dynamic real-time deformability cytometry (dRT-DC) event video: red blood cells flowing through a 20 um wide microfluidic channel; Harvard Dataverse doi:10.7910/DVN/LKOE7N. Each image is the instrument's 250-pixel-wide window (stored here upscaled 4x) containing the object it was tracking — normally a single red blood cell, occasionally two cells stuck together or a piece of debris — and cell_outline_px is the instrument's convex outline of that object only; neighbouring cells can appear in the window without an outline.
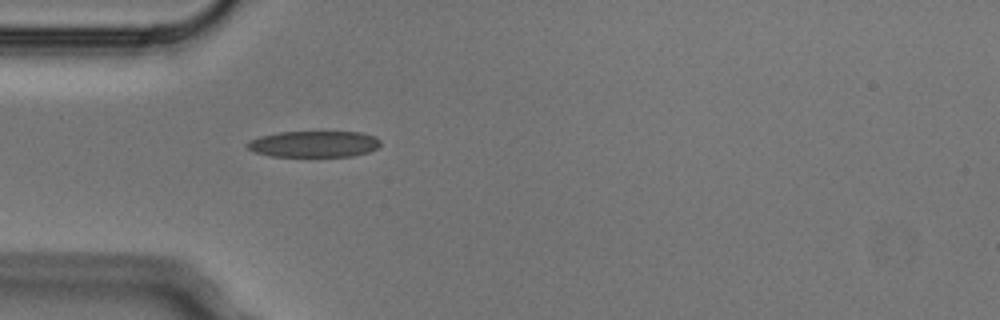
{"species": "Egyptian fruit bat (a non-hibernating species)", "species_latin": "Rousettus aegyptiacus", "temperature_condition": "cold", "stored_images_in_passage": 7, "camera_frame_rate_fps": 3000, "um_per_image_px": 0.085, "animal": {"sex": "male"}, "frame": {"image": 1, "passage_image": 1, "time_ms": 0.0, "image_size_px": [1000, 320], "cell_outline_px": [[380, 144], [376, 148], [368, 152], [352, 156], [272, 156], [256, 152], [248, 148], [244, 144], [248, 140], [260, 136], [280, 132], [360, 132], [376, 136], [380, 140]], "centroid_in_image_um": [26.68, 12.23], "position_along_channel_um": 58.3, "area_um2": 20.35}}
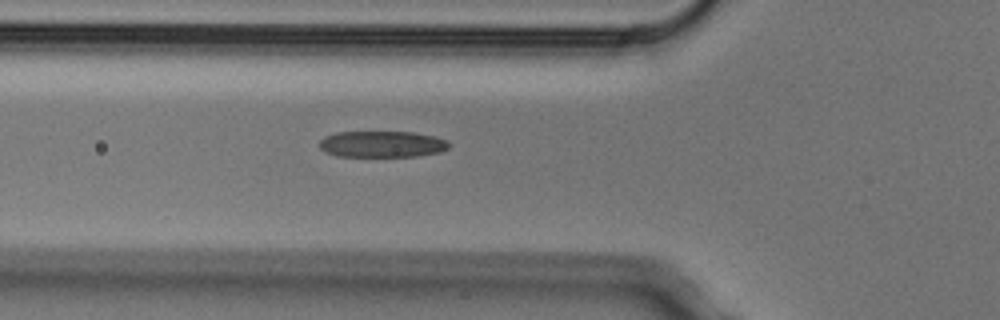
{"frame": {"image": 2, "passage_image": 4, "time_ms": 1.0, "image_size_px": [1000, 320], "cell_outline_px": [[448, 148], [440, 152], [416, 156], [336, 156], [324, 152], [320, 148], [320, 140], [324, 136], [336, 132], [412, 132], [436, 136], [448, 140]], "centroid_in_image_um": [32.46, 12.25], "position_along_channel_um": 93.3, "area_um2": 19.94}}
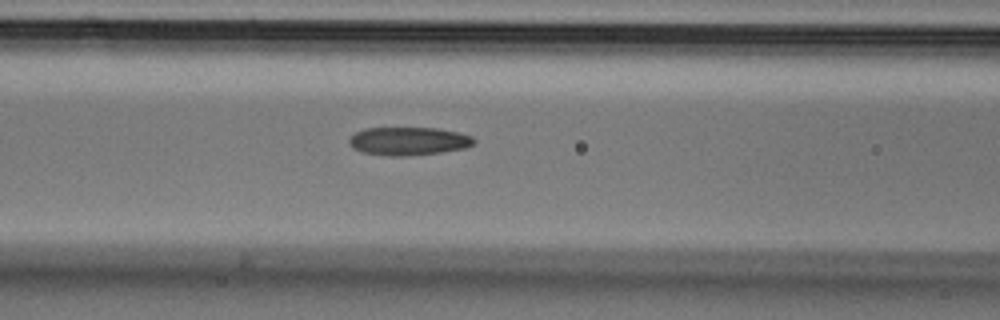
{"frame": {"image": 3, "passage_image": 7, "time_ms": 2.0, "image_size_px": [1000, 320], "cell_outline_px": [[476, 140], [468, 148], [440, 152], [408, 156], [388, 156], [364, 152], [352, 148], [348, 144], [348, 140], [356, 132], [364, 128], [440, 128], [460, 132], [472, 136]], "centroid_in_image_um": [34.75, 11.99], "position_along_channel_um": 131.9, "area_um2": 20.69}}